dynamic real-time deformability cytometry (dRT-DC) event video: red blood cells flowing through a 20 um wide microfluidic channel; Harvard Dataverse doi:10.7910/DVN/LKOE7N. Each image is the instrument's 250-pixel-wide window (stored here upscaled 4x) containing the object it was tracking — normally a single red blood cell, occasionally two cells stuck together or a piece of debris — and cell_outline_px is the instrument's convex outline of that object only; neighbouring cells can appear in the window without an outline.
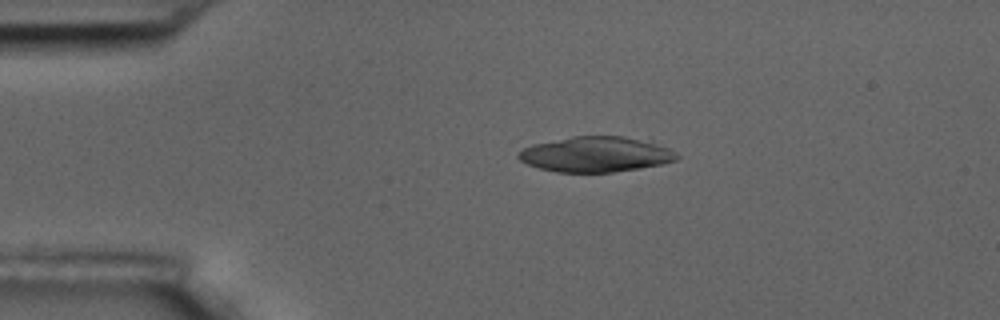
{"species": "common noctule bat (a hibernating species)", "species_latin": "Nyctalus noctula", "temperature_condition": "room temperature", "stored_images_in_passage": 4, "camera_frame_rate_fps": 3000, "um_per_image_px": 0.085, "animal": {"sex": "male", "body_mass_g": 17.5, "forearm_length_mm": 52.3}, "frame": {"image": 1, "passage_image": 3, "time_ms": 2.333, "image_size_px": [1000, 320], "cell_outline_px": [[680, 156], [676, 160], [660, 164], [640, 168], [612, 172], [556, 172], [540, 168], [528, 164], [520, 160], [516, 156], [516, 152], [532, 144], [572, 136], [624, 136], [652, 140], [676, 152]], "centroid_in_image_um": [50.66, 13.1], "position_along_channel_um": 34.3, "area_um2": 32.89}}